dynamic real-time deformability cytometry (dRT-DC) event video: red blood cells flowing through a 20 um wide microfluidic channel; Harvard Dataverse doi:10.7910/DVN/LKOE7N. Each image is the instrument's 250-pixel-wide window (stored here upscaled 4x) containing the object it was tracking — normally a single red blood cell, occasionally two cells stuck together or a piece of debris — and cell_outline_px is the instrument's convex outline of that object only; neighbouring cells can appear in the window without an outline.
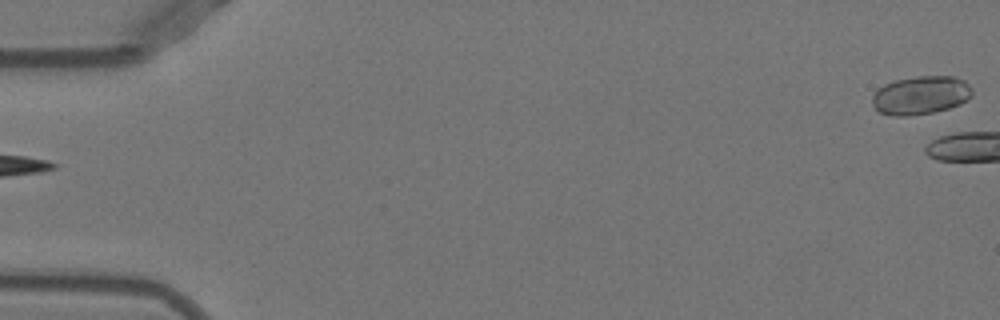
{"species": "Egyptian fruit bat (a non-hibernating species)", "species_latin": "Rousettus aegyptiacus", "temperature_condition": "warm", "stored_images_in_passage": 3, "camera_frame_rate_fps": 3000, "um_per_image_px": 0.085, "animal": {"sex": "female"}, "frame": {"image": 1, "passage_image": 1, "time_ms": 0.0, "image_size_px": [1000, 320], "cell_outline_px": [[972, 96], [968, 100], [960, 104], [948, 108], [932, 112], [908, 116], [896, 116], [880, 112], [872, 104], [872, 96], [876, 88], [884, 84], [896, 80], [916, 76], [956, 76], [964, 80], [972, 88]], "centroid_in_image_um": [78.27, 8.08], "position_along_channel_um": 6.7, "area_um2": 22.54}}